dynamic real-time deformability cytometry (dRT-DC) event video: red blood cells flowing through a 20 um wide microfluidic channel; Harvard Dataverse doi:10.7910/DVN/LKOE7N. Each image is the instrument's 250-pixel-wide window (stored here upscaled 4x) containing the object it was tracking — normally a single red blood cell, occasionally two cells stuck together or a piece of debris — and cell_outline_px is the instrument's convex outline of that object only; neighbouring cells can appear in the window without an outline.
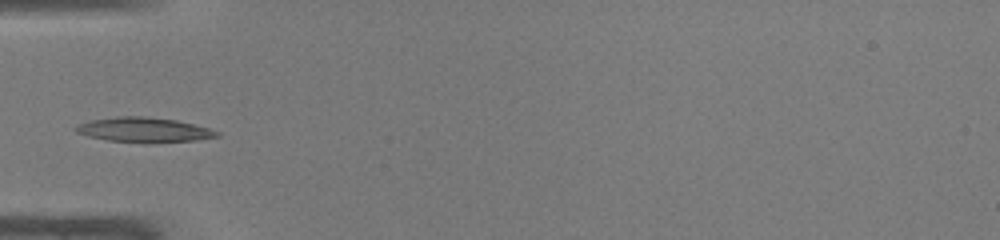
{"species": "common noctule bat (a hibernating species)", "species_latin": "Nyctalus noctula", "temperature_condition": "warm", "stored_images_in_passage": 33, "camera_frame_rate_fps": 3000, "um_per_image_px": 0.085, "animal": {"sex": "male", "body_mass_g": 19.0, "forearm_length_mm": 50.8}, "frame": {"image": 1, "passage_image": 1, "time_ms": 0.0, "image_size_px": [1000, 240], "cell_outline_px": [[220, 136], [196, 140], [148, 144], [144, 144], [108, 140], [88, 136], [76, 132], [72, 128], [80, 124], [92, 120], [120, 116], [144, 116], [176, 120], [208, 128], [220, 132]], "centroid_in_image_um": [12.24, 11.06], "position_along_channel_um": 72.8, "area_um2": 20.52}}
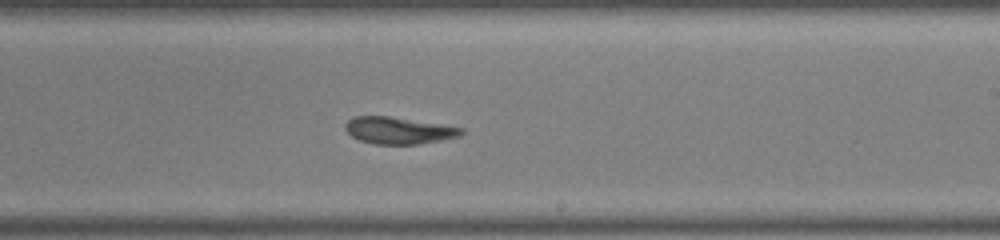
{"frame": {"image": 2, "passage_image": 14, "time_ms": 4.333, "image_size_px": [1000, 240], "cell_outline_px": [[464, 132], [460, 136], [416, 144], [372, 144], [360, 140], [352, 136], [344, 128], [344, 124], [352, 116], [388, 116], [464, 128]], "centroid_in_image_um": [33.83, 11.08], "position_along_channel_um": 255.2, "area_um2": 17.98}}
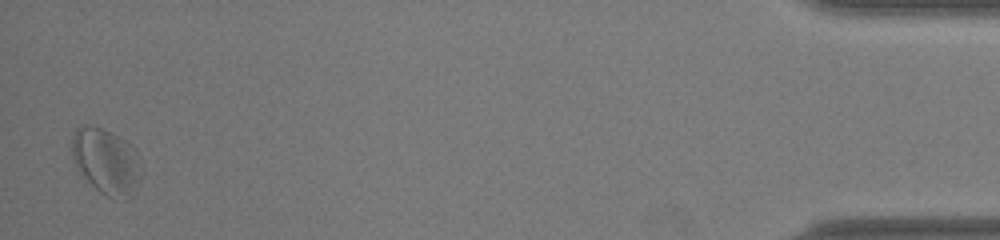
{"frame": {"image": 3, "passage_image": 32, "time_ms": 10.333, "image_size_px": [1000, 240], "cell_outline_px": [[140, 180], [136, 192], [128, 200], [116, 200], [100, 192], [84, 176], [76, 164], [72, 156], [72, 136], [76, 128], [84, 124], [92, 124], [124, 140], [132, 148], [140, 160]], "centroid_in_image_um": [9.04, 13.75], "position_along_channel_um": 426.2, "area_um2": 26.41}, "authors_computed_cell_mechanics": {"area_um2": 19.4208, "velocity_mm_per_s": 4.2149, "shape_relaxation_time_tau1_ms": 4.5362, "shape_relaxation_time_tau2_ms": 2.4207, "deformation_change_tau1": 0.1262, "deformation_change_tau2": 0.0904}}